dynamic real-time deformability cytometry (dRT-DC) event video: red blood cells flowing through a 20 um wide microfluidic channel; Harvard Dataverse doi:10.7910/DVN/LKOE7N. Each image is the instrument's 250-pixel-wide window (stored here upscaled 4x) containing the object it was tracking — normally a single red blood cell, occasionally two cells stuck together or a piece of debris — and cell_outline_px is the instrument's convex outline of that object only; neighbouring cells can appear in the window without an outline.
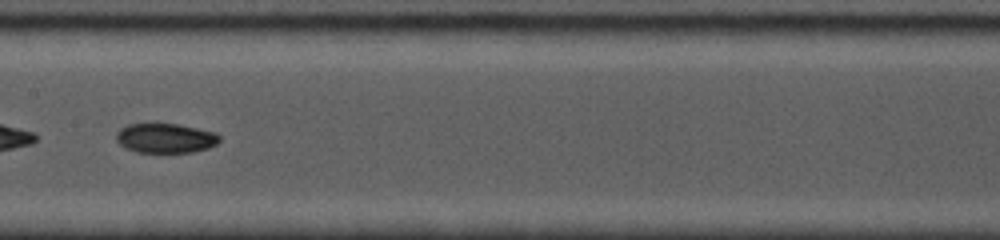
{"species": "common noctule bat (a hibernating species)", "species_latin": "Nyctalus noctula", "temperature_condition": "cold", "stored_images_in_passage": 21, "camera_frame_rate_fps": 5000, "um_per_image_px": 0.085, "animal": {"sex": "female", "body_mass_g": 19.0, "forearm_length_mm": 53.3}, "frame": {"image": 1, "passage_image": 7, "time_ms": 3.4, "image_size_px": [1000, 240], "cell_outline_px": [[220, 140], [216, 144], [208, 148], [192, 152], [136, 152], [124, 148], [116, 140], [116, 132], [120, 128], [128, 124], [176, 124], [216, 132], [220, 136]], "centroid_in_image_um": [14.05, 11.74], "position_along_channel_um": 193.4, "area_um2": 17.8}, "authors_computed_cell_mechanics": {"area_um2": 17.918, "velocity_mm_per_s": 3.7852, "shape_relaxation_time_tau1_ms": null, "shape_relaxation_time_tau2_ms": 1.8834, "deformation_change_tau1": null, "deformation_change_tau2": 0.0331}}